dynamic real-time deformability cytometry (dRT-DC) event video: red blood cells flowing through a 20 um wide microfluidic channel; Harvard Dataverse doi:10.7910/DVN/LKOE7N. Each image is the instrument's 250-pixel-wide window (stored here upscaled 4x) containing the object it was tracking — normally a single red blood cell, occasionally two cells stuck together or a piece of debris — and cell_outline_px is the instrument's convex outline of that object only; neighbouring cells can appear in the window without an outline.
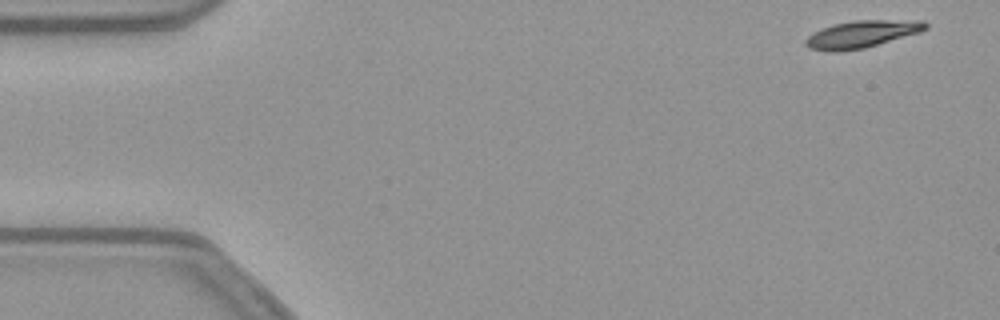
{"species": "common noctule bat (a hibernating species)", "species_latin": "Nyctalus noctula", "temperature_condition": "warm", "stored_images_in_passage": 52, "camera_frame_rate_fps": 3000, "um_per_image_px": 0.085, "animal": {"sex": "female", "body_mass_g": 21.9}, "frame": {"image": 1, "passage_image": 1, "time_ms": 0.0, "image_size_px": [1000, 320], "cell_outline_px": [[928, 28], [920, 32], [864, 48], [836, 52], [832, 52], [808, 48], [804, 44], [804, 40], [808, 36], [832, 24], [856, 20], [924, 20], [928, 24]], "centroid_in_image_um": [73.26, 2.9], "position_along_channel_um": 11.7, "area_um2": 18.96}}
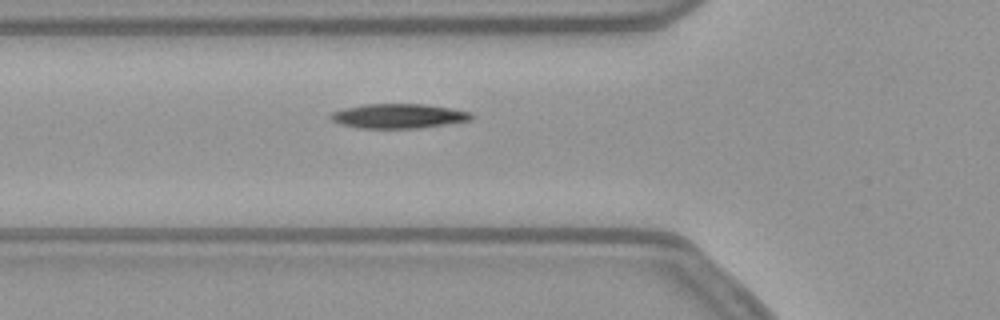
{"frame": {"image": 2, "passage_image": 17, "time_ms": 5.333, "image_size_px": [1000, 320], "cell_outline_px": [[476, 116], [472, 120], [420, 128], [360, 128], [340, 124], [332, 120], [328, 116], [332, 112], [344, 108], [364, 104], [424, 104], [472, 112]], "centroid_in_image_um": [33.89, 9.86], "position_along_channel_um": 91.9, "area_um2": 20.17}}
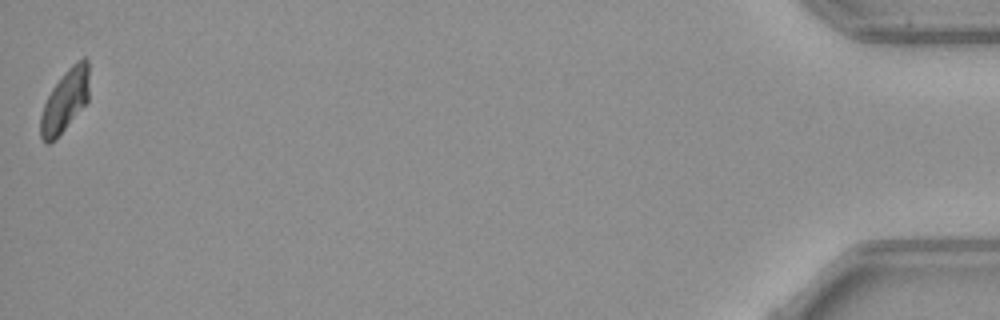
{"frame": {"image": 3, "passage_image": 52, "time_ms": 17.0, "image_size_px": [1000, 320], "cell_outline_px": [[88, 100], [56, 140], [48, 144], [44, 144], [40, 136], [40, 116], [44, 104], [52, 88], [64, 72], [72, 64], [84, 56], [88, 60]], "centroid_in_image_um": [5.5, 8.59], "position_along_channel_um": 429.7, "area_um2": 17.69}, "authors_computed_cell_mechanics": {"area_um2": 19.4786, "velocity_mm_per_s": 3.7924, "shape_relaxation_time_tau1_ms": 3.7606, "shape_relaxation_time_tau2_ms": null, "deformation_change_tau1": 0.1238, "deformation_change_tau2": null}}